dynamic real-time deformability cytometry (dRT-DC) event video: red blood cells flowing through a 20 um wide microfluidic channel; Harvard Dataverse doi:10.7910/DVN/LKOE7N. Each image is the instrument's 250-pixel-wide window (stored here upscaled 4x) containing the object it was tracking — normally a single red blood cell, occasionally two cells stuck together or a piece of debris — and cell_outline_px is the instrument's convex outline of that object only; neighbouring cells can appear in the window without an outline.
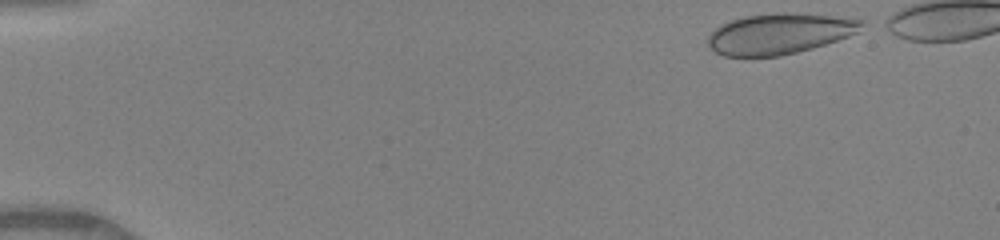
{"species": "human", "species_latin": "Homo sapiens", "temperature_condition": "warm", "stored_images_in_passage": 42, "camera_frame_rate_fps": 3000, "um_per_image_px": 0.085, "donor": {"sex": "female"}, "frame": {"image": 1, "passage_image": 1, "time_ms": 0.0, "image_size_px": [1000, 240], "cell_outline_px": [[864, 20], [860, 32], [812, 48], [780, 56], [724, 56], [716, 52], [708, 44], [708, 36], [716, 28], [732, 20], [748, 16], [776, 12], [784, 12], [832, 16]], "centroid_in_image_um": [66.27, 2.86], "position_along_channel_um": 18.7, "area_um2": 35.95}}
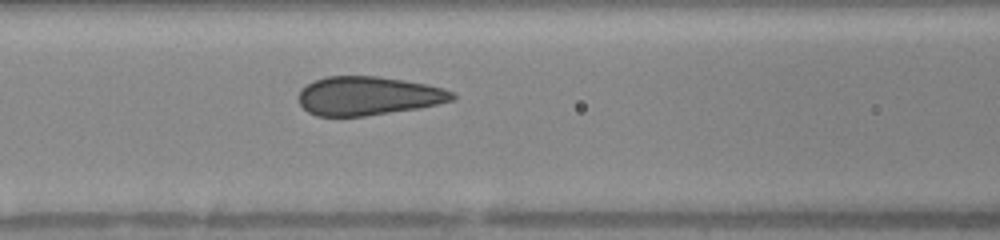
{"frame": {"image": 2, "passage_image": 18, "time_ms": 5.667, "image_size_px": [1000, 240], "cell_outline_px": [[456, 96], [452, 100], [420, 108], [364, 116], [316, 116], [308, 112], [300, 104], [300, 88], [316, 80], [328, 76], [380, 76], [428, 84], [444, 88], [452, 92]], "centroid_in_image_um": [31.3, 8.14], "position_along_channel_um": 135.3, "area_um2": 34.62}}
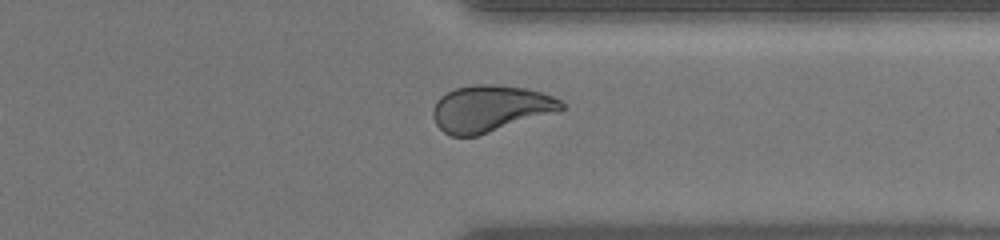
{"frame": {"image": 3, "passage_image": 35, "time_ms": 11.333, "image_size_px": [1000, 240], "cell_outline_px": [[564, 108], [556, 112], [476, 136], [452, 136], [444, 132], [436, 124], [432, 116], [432, 112], [436, 100], [440, 96], [456, 88], [476, 84], [496, 84], [524, 88], [540, 92], [552, 96], [560, 100], [564, 104]], "centroid_in_image_um": [41.65, 9.22], "position_along_channel_um": 369.8, "area_um2": 34.56}}